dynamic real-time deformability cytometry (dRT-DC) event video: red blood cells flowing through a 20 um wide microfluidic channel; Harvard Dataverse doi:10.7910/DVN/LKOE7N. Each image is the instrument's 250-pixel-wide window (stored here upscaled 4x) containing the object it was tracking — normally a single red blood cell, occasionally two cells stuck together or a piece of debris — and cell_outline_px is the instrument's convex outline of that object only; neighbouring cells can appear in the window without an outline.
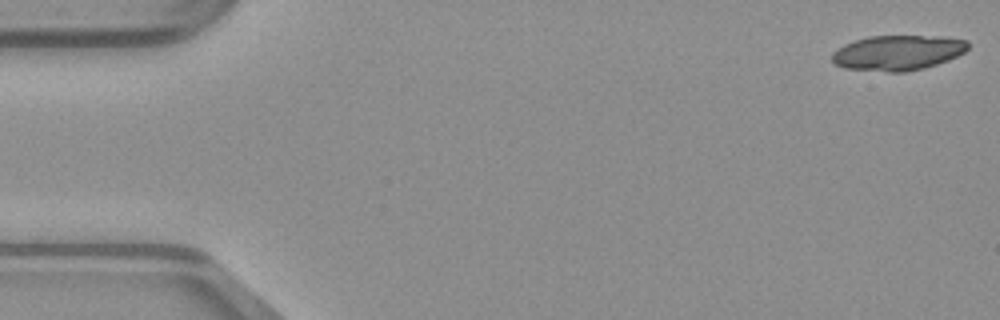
{"species": "common noctule bat (a hibernating species)", "species_latin": "Nyctalus noctula", "temperature_condition": "warm", "stored_images_in_passage": 16, "camera_frame_rate_fps": 3000, "um_per_image_px": 0.085, "animal": {"sex": "male", "body_mass_g": 23.1, "forearm_length_mm": 52.7}, "frame": {"image": 1, "passage_image": 1, "time_ms": 0.0, "image_size_px": [1000, 320], "cell_outline_px": [[968, 48], [964, 52], [948, 60], [924, 68], [904, 72], [888, 72], [844, 68], [836, 64], [832, 60], [832, 52], [836, 48], [844, 44], [868, 36], [940, 36], [968, 40]], "centroid_in_image_um": [76.3, 4.48], "position_along_channel_um": 8.7, "area_um2": 27.86}}